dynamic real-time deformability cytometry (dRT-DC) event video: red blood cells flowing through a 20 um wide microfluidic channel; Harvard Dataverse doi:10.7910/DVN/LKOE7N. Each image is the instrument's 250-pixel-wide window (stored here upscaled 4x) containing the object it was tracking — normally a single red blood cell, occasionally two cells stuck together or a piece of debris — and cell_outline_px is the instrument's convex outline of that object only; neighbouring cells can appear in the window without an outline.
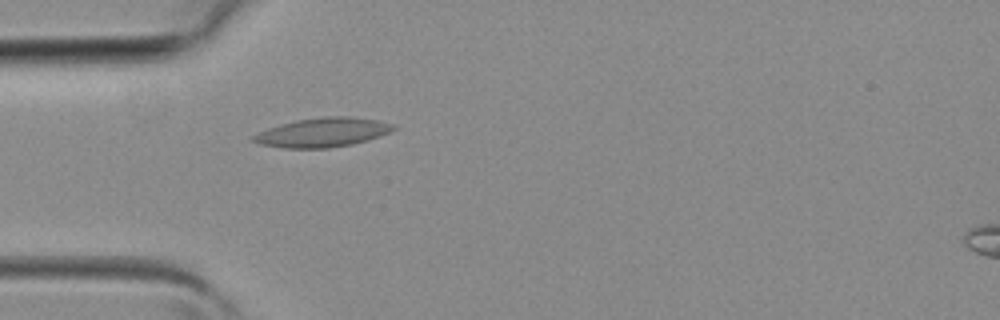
{"species": "common noctule bat (a hibernating species)", "species_latin": "Nyctalus noctula", "temperature_condition": "room temperature", "stored_images_in_passage": 2, "camera_frame_rate_fps": 3000, "um_per_image_px": 0.085, "animal": {"sex": "female", "body_mass_g": 19.3, "forearm_length_mm": 54.1}, "frame": {"image": 1, "passage_image": 1, "time_ms": 0.0, "image_size_px": [1000, 320], "cell_outline_px": [[396, 128], [380, 136], [368, 140], [352, 144], [328, 148], [284, 148], [260, 144], [252, 140], [252, 136], [268, 128], [280, 124], [296, 120], [324, 116], [348, 116], [376, 120], [396, 124]], "centroid_in_image_um": [27.44, 11.25], "position_along_channel_um": 57.6, "area_um2": 23.76}}